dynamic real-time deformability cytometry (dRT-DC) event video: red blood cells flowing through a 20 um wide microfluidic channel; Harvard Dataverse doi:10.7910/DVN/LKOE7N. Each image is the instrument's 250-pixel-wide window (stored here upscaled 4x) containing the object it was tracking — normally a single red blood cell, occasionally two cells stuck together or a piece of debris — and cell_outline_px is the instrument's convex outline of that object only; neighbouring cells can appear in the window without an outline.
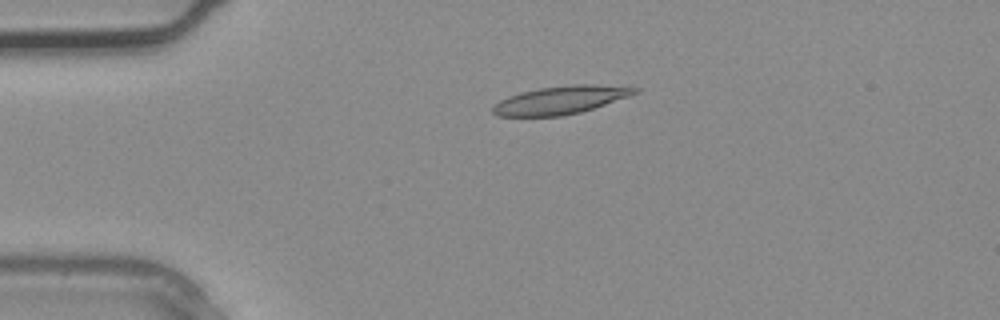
{"species": "common noctule bat (a hibernating species)", "species_latin": "Nyctalus noctula", "temperature_condition": "warm", "stored_images_in_passage": 3, "camera_frame_rate_fps": 3000, "um_per_image_px": 0.085, "animal": {"sex": "male", "body_mass_g": 20.4}, "frame": {"image": 1, "passage_image": 2, "time_ms": 0.333, "image_size_px": [1000, 320], "cell_outline_px": [[640, 92], [580, 112], [560, 116], [496, 116], [492, 112], [492, 108], [500, 100], [508, 96], [520, 92], [540, 88], [576, 84], [628, 84], [640, 88]], "centroid_in_image_um": [47.73, 8.47], "position_along_channel_um": 37.3, "area_um2": 23.41}}